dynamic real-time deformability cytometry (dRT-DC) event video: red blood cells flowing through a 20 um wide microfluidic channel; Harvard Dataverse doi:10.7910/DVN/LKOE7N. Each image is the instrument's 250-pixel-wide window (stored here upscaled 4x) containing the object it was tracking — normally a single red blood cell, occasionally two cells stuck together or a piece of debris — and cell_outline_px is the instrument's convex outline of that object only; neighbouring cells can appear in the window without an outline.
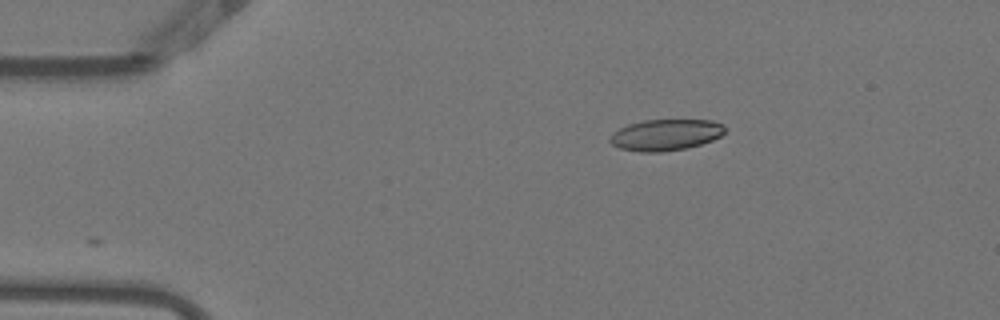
{"species": "Egyptian fruit bat (a non-hibernating species)", "species_latin": "Rousettus aegyptiacus", "temperature_condition": "warm", "stored_images_in_passage": 44, "camera_frame_rate_fps": 3000, "um_per_image_px": 0.085, "animal": {"sex": "female"}, "frame": {"image": 1, "passage_image": 1, "time_ms": 0.0, "image_size_px": [1000, 320], "cell_outline_px": [[724, 132], [720, 136], [712, 140], [688, 148], [660, 152], [640, 152], [620, 148], [612, 144], [608, 140], [608, 136], [612, 132], [628, 124], [644, 120], [712, 120], [724, 124]], "centroid_in_image_um": [56.55, 11.46], "position_along_channel_um": 28.5, "area_um2": 21.04}}
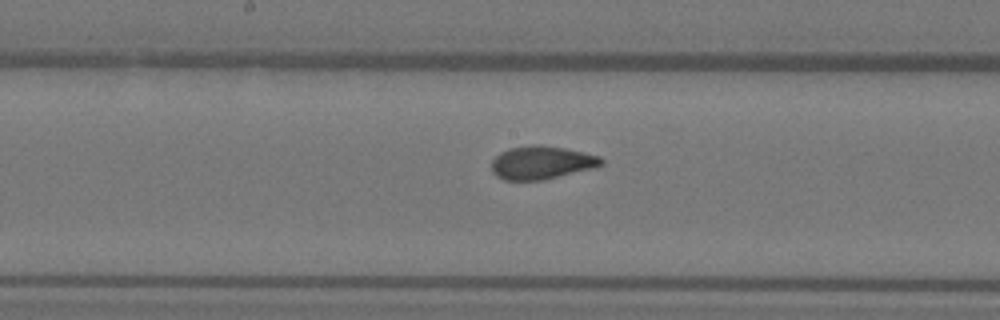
{"frame": {"image": 2, "passage_image": 19, "time_ms": 6.0, "image_size_px": [1000, 320], "cell_outline_px": [[604, 164], [596, 168], [544, 180], [504, 180], [496, 176], [492, 172], [492, 160], [500, 152], [508, 148], [532, 144], [540, 144], [564, 148], [584, 152], [600, 156], [604, 160]], "centroid_in_image_um": [46.06, 13.82], "position_along_channel_um": 202.1, "area_um2": 21.62}}
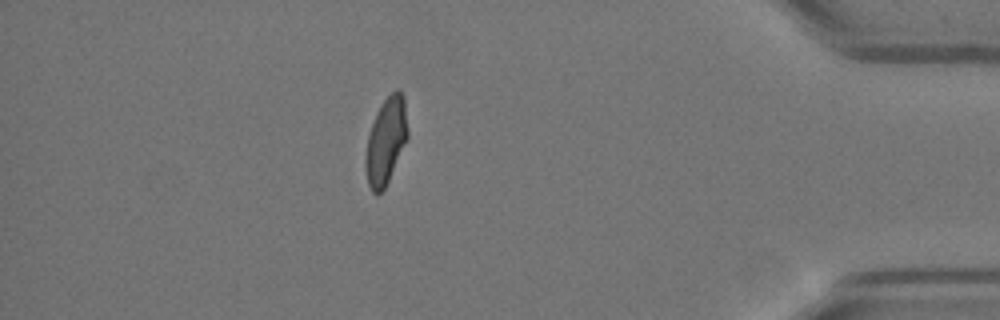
{"frame": {"image": 3, "passage_image": 38, "time_ms": 12.333, "image_size_px": [1000, 320], "cell_outline_px": [[408, 136], [388, 180], [384, 188], [376, 196], [372, 192], [368, 184], [364, 164], [364, 160], [368, 136], [376, 112], [380, 104], [396, 88], [400, 88], [404, 96], [408, 128]], "centroid_in_image_um": [32.79, 11.94], "position_along_channel_um": 402.4, "area_um2": 21.21}, "authors_computed_cell_mechanics": {"area_um2": 21.4149, "velocity_mm_per_s": 3.8429, "shape_relaxation_time_tau1_ms": null, "shape_relaxation_time_tau2_ms": 0.9707, "deformation_change_tau1": null, "deformation_change_tau2": 0.0709}}